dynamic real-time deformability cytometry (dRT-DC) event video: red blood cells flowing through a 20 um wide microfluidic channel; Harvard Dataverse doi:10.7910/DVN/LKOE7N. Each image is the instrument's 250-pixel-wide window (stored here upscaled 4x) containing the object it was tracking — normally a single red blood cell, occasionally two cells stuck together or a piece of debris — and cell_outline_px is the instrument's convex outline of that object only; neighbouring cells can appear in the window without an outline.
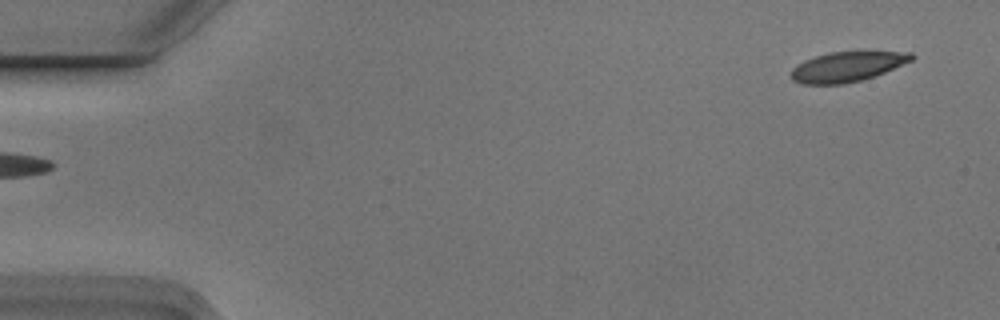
{"species": "Egyptian fruit bat (a non-hibernating species)", "species_latin": "Rousettus aegyptiacus", "temperature_condition": "cold", "stored_images_in_passage": 4, "segment_of_instrument_passage": [2, 2], "camera_frame_rate_fps": 3000, "um_per_image_px": 0.085, "animal": {"sex": "male"}, "frame": {"image": 1, "passage_image": 4, "time_ms": 1.0, "image_size_px": [1000, 320], "cell_outline_px": [[916, 56], [912, 60], [884, 72], [860, 80], [844, 84], [804, 84], [792, 80], [792, 68], [796, 64], [804, 60], [828, 52], [912, 52]], "centroid_in_image_um": [71.99, 5.66], "position_along_channel_um": 13.0, "area_um2": 20.75}}